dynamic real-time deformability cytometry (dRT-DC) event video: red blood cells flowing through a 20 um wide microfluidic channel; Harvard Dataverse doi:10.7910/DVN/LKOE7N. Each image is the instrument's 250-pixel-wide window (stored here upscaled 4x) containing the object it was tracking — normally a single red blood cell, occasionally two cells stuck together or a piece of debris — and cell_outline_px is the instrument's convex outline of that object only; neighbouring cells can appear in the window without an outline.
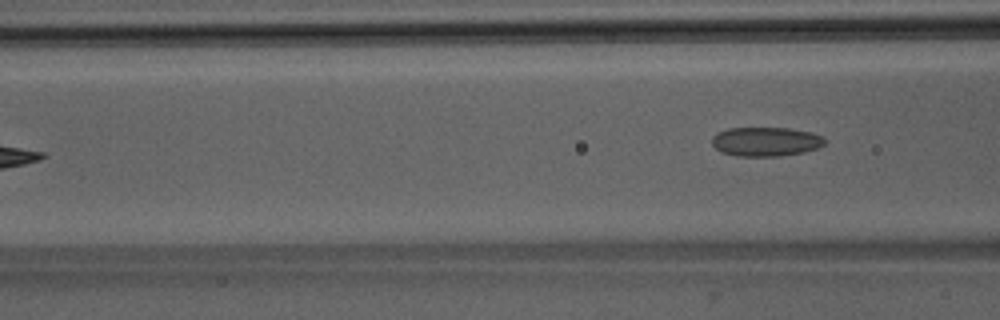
{"species": "Egyptian fruit bat (a non-hibernating species)", "species_latin": "Rousettus aegyptiacus", "temperature_condition": "room temperature", "stored_images_in_passage": 7, "camera_frame_rate_fps": 3000, "um_per_image_px": 0.085, "animal": {"sex": "male"}, "frame": {"image": 1, "passage_image": 7, "time_ms": 7.667, "image_size_px": [1000, 320], "cell_outline_px": [[828, 140], [824, 144], [816, 148], [804, 152], [780, 156], [736, 156], [720, 152], [712, 144], [712, 136], [716, 132], [728, 128], [788, 128], [812, 132], [824, 136]], "centroid_in_image_um": [65.09, 12.03], "position_along_channel_um": 101.5, "area_um2": 19.42}}